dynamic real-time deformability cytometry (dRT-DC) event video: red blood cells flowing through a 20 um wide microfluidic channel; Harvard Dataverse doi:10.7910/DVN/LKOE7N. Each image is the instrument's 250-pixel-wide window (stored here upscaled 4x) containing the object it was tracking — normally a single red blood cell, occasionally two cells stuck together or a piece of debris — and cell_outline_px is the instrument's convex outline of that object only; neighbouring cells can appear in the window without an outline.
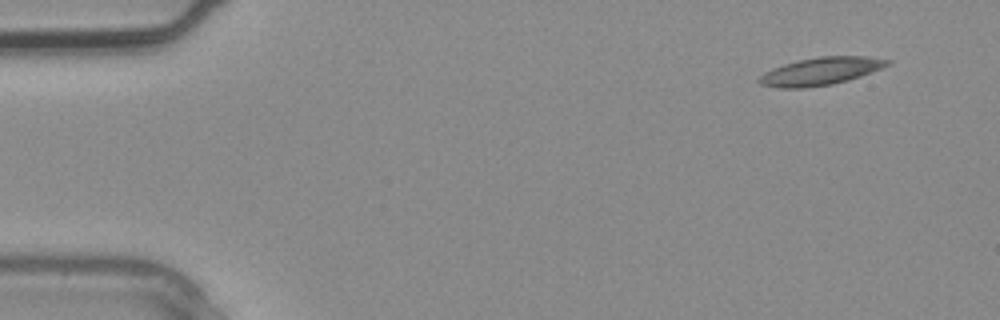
{"species": "common noctule bat (a hibernating species)", "species_latin": "Nyctalus noctula", "temperature_condition": "warm", "stored_images_in_passage": 3, "camera_frame_rate_fps": 3000, "um_per_image_px": 0.085, "animal": {"sex": "male", "body_mass_g": 20.4}, "frame": {"image": 1, "passage_image": 1, "time_ms": 0.0, "image_size_px": [1000, 320], "cell_outline_px": [[892, 64], [860, 76], [848, 80], [832, 84], [804, 88], [780, 88], [760, 84], [756, 80], [764, 72], [772, 68], [784, 64], [800, 60], [820, 56], [868, 56], [892, 60]], "centroid_in_image_um": [69.77, 6.05], "position_along_channel_um": 15.2, "area_um2": 20.69}}
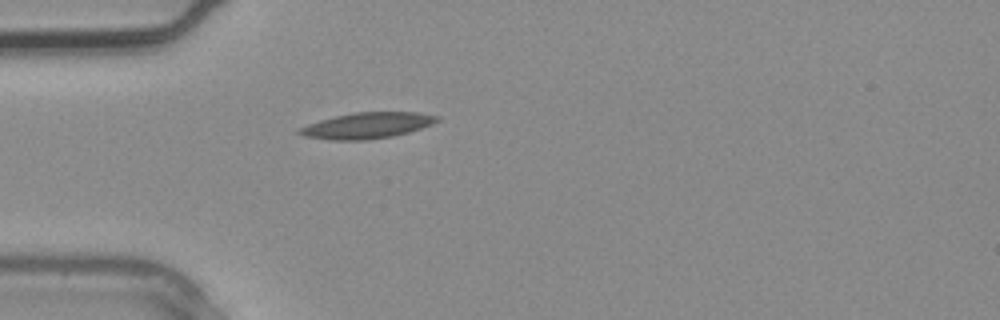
{"frame": {"image": 2, "passage_image": 3, "time_ms": 0.667, "image_size_px": [1000, 320], "cell_outline_px": [[440, 120], [432, 124], [408, 132], [392, 136], [368, 140], [328, 140], [304, 136], [296, 132], [296, 128], [320, 120], [336, 116], [356, 112], [416, 112], [440, 116]], "centroid_in_image_um": [31.17, 10.67], "position_along_channel_um": 53.8, "area_um2": 20.87}}